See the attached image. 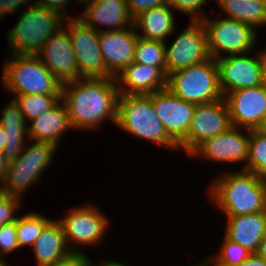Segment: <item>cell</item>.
Returning a JSON list of instances; mask_svg holds the SVG:
<instances>
[{"mask_svg":"<svg viewBox=\"0 0 266 266\" xmlns=\"http://www.w3.org/2000/svg\"><path fill=\"white\" fill-rule=\"evenodd\" d=\"M0 124L2 128H27V122L17 103L12 98L1 110Z\"/></svg>","mask_w":266,"mask_h":266,"instance_id":"836d02e7","label":"cell"},{"mask_svg":"<svg viewBox=\"0 0 266 266\" xmlns=\"http://www.w3.org/2000/svg\"><path fill=\"white\" fill-rule=\"evenodd\" d=\"M91 266H128L126 264H123V263H120V262H116L115 260H108V259H104V260H101L100 263H92Z\"/></svg>","mask_w":266,"mask_h":266,"instance_id":"b9f144b4","label":"cell"},{"mask_svg":"<svg viewBox=\"0 0 266 266\" xmlns=\"http://www.w3.org/2000/svg\"><path fill=\"white\" fill-rule=\"evenodd\" d=\"M6 257L3 258V256H0V266H10L8 263H6L5 260Z\"/></svg>","mask_w":266,"mask_h":266,"instance_id":"7dc6e473","label":"cell"},{"mask_svg":"<svg viewBox=\"0 0 266 266\" xmlns=\"http://www.w3.org/2000/svg\"><path fill=\"white\" fill-rule=\"evenodd\" d=\"M80 16H76L85 25L97 32L124 30L133 25L126 0H93L85 5ZM104 28L99 29V27ZM98 26V27H97Z\"/></svg>","mask_w":266,"mask_h":266,"instance_id":"d6986e66","label":"cell"},{"mask_svg":"<svg viewBox=\"0 0 266 266\" xmlns=\"http://www.w3.org/2000/svg\"><path fill=\"white\" fill-rule=\"evenodd\" d=\"M238 266H266V260L257 253H252L242 264Z\"/></svg>","mask_w":266,"mask_h":266,"instance_id":"ab89813d","label":"cell"},{"mask_svg":"<svg viewBox=\"0 0 266 266\" xmlns=\"http://www.w3.org/2000/svg\"><path fill=\"white\" fill-rule=\"evenodd\" d=\"M40 213L30 212L20 215L16 221L17 241L19 247L33 246L44 227L51 221Z\"/></svg>","mask_w":266,"mask_h":266,"instance_id":"484cf974","label":"cell"},{"mask_svg":"<svg viewBox=\"0 0 266 266\" xmlns=\"http://www.w3.org/2000/svg\"><path fill=\"white\" fill-rule=\"evenodd\" d=\"M166 67L132 62L117 77L120 95H150L167 88Z\"/></svg>","mask_w":266,"mask_h":266,"instance_id":"ffe728a7","label":"cell"},{"mask_svg":"<svg viewBox=\"0 0 266 266\" xmlns=\"http://www.w3.org/2000/svg\"><path fill=\"white\" fill-rule=\"evenodd\" d=\"M210 0H168V4L175 11L190 16V21H201L206 17L201 9Z\"/></svg>","mask_w":266,"mask_h":266,"instance_id":"d6a6232c","label":"cell"},{"mask_svg":"<svg viewBox=\"0 0 266 266\" xmlns=\"http://www.w3.org/2000/svg\"><path fill=\"white\" fill-rule=\"evenodd\" d=\"M204 260V261H203ZM202 260V262H199V264L201 265V266H211V264L207 261V260H205V259H203Z\"/></svg>","mask_w":266,"mask_h":266,"instance_id":"c3c4849f","label":"cell"},{"mask_svg":"<svg viewBox=\"0 0 266 266\" xmlns=\"http://www.w3.org/2000/svg\"><path fill=\"white\" fill-rule=\"evenodd\" d=\"M5 144H6L5 132L3 131L2 126L0 124V151L3 152Z\"/></svg>","mask_w":266,"mask_h":266,"instance_id":"f6af8a7d","label":"cell"},{"mask_svg":"<svg viewBox=\"0 0 266 266\" xmlns=\"http://www.w3.org/2000/svg\"><path fill=\"white\" fill-rule=\"evenodd\" d=\"M249 137L250 130L232 126L227 131L204 140L189 155L217 163H246Z\"/></svg>","mask_w":266,"mask_h":266,"instance_id":"5bb4252c","label":"cell"},{"mask_svg":"<svg viewBox=\"0 0 266 266\" xmlns=\"http://www.w3.org/2000/svg\"><path fill=\"white\" fill-rule=\"evenodd\" d=\"M167 89L175 96L195 105L211 103L224 98L219 84L216 60H208L170 73Z\"/></svg>","mask_w":266,"mask_h":266,"instance_id":"8992f818","label":"cell"},{"mask_svg":"<svg viewBox=\"0 0 266 266\" xmlns=\"http://www.w3.org/2000/svg\"><path fill=\"white\" fill-rule=\"evenodd\" d=\"M10 56L2 72L7 92L14 95H61L62 84L35 54L11 53Z\"/></svg>","mask_w":266,"mask_h":266,"instance_id":"5b68a950","label":"cell"},{"mask_svg":"<svg viewBox=\"0 0 266 266\" xmlns=\"http://www.w3.org/2000/svg\"><path fill=\"white\" fill-rule=\"evenodd\" d=\"M116 126L163 147L179 150L157 116L150 95H119Z\"/></svg>","mask_w":266,"mask_h":266,"instance_id":"277c9868","label":"cell"},{"mask_svg":"<svg viewBox=\"0 0 266 266\" xmlns=\"http://www.w3.org/2000/svg\"><path fill=\"white\" fill-rule=\"evenodd\" d=\"M13 96L26 122L52 109L61 100V95L24 94Z\"/></svg>","mask_w":266,"mask_h":266,"instance_id":"83f0119b","label":"cell"},{"mask_svg":"<svg viewBox=\"0 0 266 266\" xmlns=\"http://www.w3.org/2000/svg\"><path fill=\"white\" fill-rule=\"evenodd\" d=\"M22 201L21 198L4 193L0 189V225L17 221L19 216H16V212L21 208Z\"/></svg>","mask_w":266,"mask_h":266,"instance_id":"1f68e13d","label":"cell"},{"mask_svg":"<svg viewBox=\"0 0 266 266\" xmlns=\"http://www.w3.org/2000/svg\"><path fill=\"white\" fill-rule=\"evenodd\" d=\"M72 253H83L79 246L98 245L105 238L110 220L94 203L71 207L63 218L57 219ZM78 247V248H77Z\"/></svg>","mask_w":266,"mask_h":266,"instance_id":"9c48e42d","label":"cell"},{"mask_svg":"<svg viewBox=\"0 0 266 266\" xmlns=\"http://www.w3.org/2000/svg\"><path fill=\"white\" fill-rule=\"evenodd\" d=\"M30 146L26 143L21 155L12 163L0 185V189L9 195L23 198L26 190L33 184H37L42 172L51 166L53 156L58 148L47 142L31 140Z\"/></svg>","mask_w":266,"mask_h":266,"instance_id":"52a82bcc","label":"cell"},{"mask_svg":"<svg viewBox=\"0 0 266 266\" xmlns=\"http://www.w3.org/2000/svg\"><path fill=\"white\" fill-rule=\"evenodd\" d=\"M207 34V48L210 57L218 59L226 56L252 52L258 42V32L251 25L223 16L201 20Z\"/></svg>","mask_w":266,"mask_h":266,"instance_id":"ba28073f","label":"cell"},{"mask_svg":"<svg viewBox=\"0 0 266 266\" xmlns=\"http://www.w3.org/2000/svg\"><path fill=\"white\" fill-rule=\"evenodd\" d=\"M32 248L37 266H54L72 254L57 219L51 220L44 227Z\"/></svg>","mask_w":266,"mask_h":266,"instance_id":"603a6c76","label":"cell"},{"mask_svg":"<svg viewBox=\"0 0 266 266\" xmlns=\"http://www.w3.org/2000/svg\"><path fill=\"white\" fill-rule=\"evenodd\" d=\"M197 264V265H196ZM196 264H194V265H191V266H201L199 263H196Z\"/></svg>","mask_w":266,"mask_h":266,"instance_id":"f907efd6","label":"cell"},{"mask_svg":"<svg viewBox=\"0 0 266 266\" xmlns=\"http://www.w3.org/2000/svg\"><path fill=\"white\" fill-rule=\"evenodd\" d=\"M242 170L266 180V134L259 129L250 130L248 159Z\"/></svg>","mask_w":266,"mask_h":266,"instance_id":"4316f807","label":"cell"},{"mask_svg":"<svg viewBox=\"0 0 266 266\" xmlns=\"http://www.w3.org/2000/svg\"><path fill=\"white\" fill-rule=\"evenodd\" d=\"M28 139L47 142L59 147L64 132L71 129L67 108L60 100L52 109L28 121Z\"/></svg>","mask_w":266,"mask_h":266,"instance_id":"7402d4cb","label":"cell"},{"mask_svg":"<svg viewBox=\"0 0 266 266\" xmlns=\"http://www.w3.org/2000/svg\"><path fill=\"white\" fill-rule=\"evenodd\" d=\"M258 52L257 57H251L248 54L250 52H247L216 59L223 96L231 91L257 87L262 84L264 49Z\"/></svg>","mask_w":266,"mask_h":266,"instance_id":"8fae6325","label":"cell"},{"mask_svg":"<svg viewBox=\"0 0 266 266\" xmlns=\"http://www.w3.org/2000/svg\"><path fill=\"white\" fill-rule=\"evenodd\" d=\"M225 13L224 17L231 18L251 25L254 29L266 26V0H215ZM259 26V27H258Z\"/></svg>","mask_w":266,"mask_h":266,"instance_id":"d4e9b609","label":"cell"},{"mask_svg":"<svg viewBox=\"0 0 266 266\" xmlns=\"http://www.w3.org/2000/svg\"><path fill=\"white\" fill-rule=\"evenodd\" d=\"M70 2L71 0H35L36 4L55 10L65 18H68V16H66V7H68Z\"/></svg>","mask_w":266,"mask_h":266,"instance_id":"f35d334b","label":"cell"},{"mask_svg":"<svg viewBox=\"0 0 266 266\" xmlns=\"http://www.w3.org/2000/svg\"><path fill=\"white\" fill-rule=\"evenodd\" d=\"M5 132L6 144L3 153L6 161L10 164L14 162L25 148L26 140L28 139L27 128H2ZM27 138V139H26Z\"/></svg>","mask_w":266,"mask_h":266,"instance_id":"4dcf8cb0","label":"cell"},{"mask_svg":"<svg viewBox=\"0 0 266 266\" xmlns=\"http://www.w3.org/2000/svg\"><path fill=\"white\" fill-rule=\"evenodd\" d=\"M138 37L133 25L124 30L100 32V51L104 65L113 77H117L134 61Z\"/></svg>","mask_w":266,"mask_h":266,"instance_id":"ac0fdd59","label":"cell"},{"mask_svg":"<svg viewBox=\"0 0 266 266\" xmlns=\"http://www.w3.org/2000/svg\"><path fill=\"white\" fill-rule=\"evenodd\" d=\"M76 1H78V3H81V4L84 3V5H85V4H88V3L92 2L93 0H76Z\"/></svg>","mask_w":266,"mask_h":266,"instance_id":"681fc988","label":"cell"},{"mask_svg":"<svg viewBox=\"0 0 266 266\" xmlns=\"http://www.w3.org/2000/svg\"><path fill=\"white\" fill-rule=\"evenodd\" d=\"M35 55L61 84L79 79L71 38L64 27L52 35Z\"/></svg>","mask_w":266,"mask_h":266,"instance_id":"2e32d148","label":"cell"},{"mask_svg":"<svg viewBox=\"0 0 266 266\" xmlns=\"http://www.w3.org/2000/svg\"><path fill=\"white\" fill-rule=\"evenodd\" d=\"M174 10L167 3L160 7L142 12L133 19V26L140 38L147 40H160L172 36L176 30ZM141 30V31H140Z\"/></svg>","mask_w":266,"mask_h":266,"instance_id":"cb8c5ba5","label":"cell"},{"mask_svg":"<svg viewBox=\"0 0 266 266\" xmlns=\"http://www.w3.org/2000/svg\"><path fill=\"white\" fill-rule=\"evenodd\" d=\"M31 1L32 0H0V22L3 16L15 14L17 10L23 8L24 4H28L26 7H31L35 3L34 0L32 1L33 3Z\"/></svg>","mask_w":266,"mask_h":266,"instance_id":"8d00e7d4","label":"cell"},{"mask_svg":"<svg viewBox=\"0 0 266 266\" xmlns=\"http://www.w3.org/2000/svg\"><path fill=\"white\" fill-rule=\"evenodd\" d=\"M8 31V51L12 54H36L61 28L66 18L59 12L34 3L26 7Z\"/></svg>","mask_w":266,"mask_h":266,"instance_id":"3957f363","label":"cell"},{"mask_svg":"<svg viewBox=\"0 0 266 266\" xmlns=\"http://www.w3.org/2000/svg\"><path fill=\"white\" fill-rule=\"evenodd\" d=\"M266 90V48L264 49V64H263V73H262V84Z\"/></svg>","mask_w":266,"mask_h":266,"instance_id":"ee69618b","label":"cell"},{"mask_svg":"<svg viewBox=\"0 0 266 266\" xmlns=\"http://www.w3.org/2000/svg\"><path fill=\"white\" fill-rule=\"evenodd\" d=\"M232 126L259 129L266 118V90L262 85L231 91L224 96Z\"/></svg>","mask_w":266,"mask_h":266,"instance_id":"9a60e30c","label":"cell"},{"mask_svg":"<svg viewBox=\"0 0 266 266\" xmlns=\"http://www.w3.org/2000/svg\"><path fill=\"white\" fill-rule=\"evenodd\" d=\"M260 131H262L264 134H266V118L264 119L261 127L259 128Z\"/></svg>","mask_w":266,"mask_h":266,"instance_id":"bcb514c9","label":"cell"},{"mask_svg":"<svg viewBox=\"0 0 266 266\" xmlns=\"http://www.w3.org/2000/svg\"><path fill=\"white\" fill-rule=\"evenodd\" d=\"M226 217L224 235L250 252L256 253L266 234V211Z\"/></svg>","mask_w":266,"mask_h":266,"instance_id":"44dd1931","label":"cell"},{"mask_svg":"<svg viewBox=\"0 0 266 266\" xmlns=\"http://www.w3.org/2000/svg\"><path fill=\"white\" fill-rule=\"evenodd\" d=\"M256 253L266 260V234L262 238Z\"/></svg>","mask_w":266,"mask_h":266,"instance_id":"7bdbcfd3","label":"cell"},{"mask_svg":"<svg viewBox=\"0 0 266 266\" xmlns=\"http://www.w3.org/2000/svg\"><path fill=\"white\" fill-rule=\"evenodd\" d=\"M166 42L138 37L135 45L134 61L144 65L166 67Z\"/></svg>","mask_w":266,"mask_h":266,"instance_id":"f1b7e54d","label":"cell"},{"mask_svg":"<svg viewBox=\"0 0 266 266\" xmlns=\"http://www.w3.org/2000/svg\"><path fill=\"white\" fill-rule=\"evenodd\" d=\"M232 127L224 98L196 105L186 137L178 144L188 155L204 140L223 133Z\"/></svg>","mask_w":266,"mask_h":266,"instance_id":"7c38bea8","label":"cell"},{"mask_svg":"<svg viewBox=\"0 0 266 266\" xmlns=\"http://www.w3.org/2000/svg\"><path fill=\"white\" fill-rule=\"evenodd\" d=\"M92 259H90L84 252L72 253L67 258L59 261L54 266H91Z\"/></svg>","mask_w":266,"mask_h":266,"instance_id":"74e56055","label":"cell"},{"mask_svg":"<svg viewBox=\"0 0 266 266\" xmlns=\"http://www.w3.org/2000/svg\"><path fill=\"white\" fill-rule=\"evenodd\" d=\"M18 248L16 222L3 225L0 230V256L8 255Z\"/></svg>","mask_w":266,"mask_h":266,"instance_id":"e575fe53","label":"cell"},{"mask_svg":"<svg viewBox=\"0 0 266 266\" xmlns=\"http://www.w3.org/2000/svg\"><path fill=\"white\" fill-rule=\"evenodd\" d=\"M152 105L168 135L179 144L186 137L196 105L167 88L152 93Z\"/></svg>","mask_w":266,"mask_h":266,"instance_id":"e0dca14e","label":"cell"},{"mask_svg":"<svg viewBox=\"0 0 266 266\" xmlns=\"http://www.w3.org/2000/svg\"><path fill=\"white\" fill-rule=\"evenodd\" d=\"M207 197L227 216L266 211V180L247 170L219 174Z\"/></svg>","mask_w":266,"mask_h":266,"instance_id":"7a4b0ae2","label":"cell"},{"mask_svg":"<svg viewBox=\"0 0 266 266\" xmlns=\"http://www.w3.org/2000/svg\"><path fill=\"white\" fill-rule=\"evenodd\" d=\"M119 95L116 77L79 78L63 83L61 88L72 129L96 130L107 120L115 126Z\"/></svg>","mask_w":266,"mask_h":266,"instance_id":"6da1fadb","label":"cell"},{"mask_svg":"<svg viewBox=\"0 0 266 266\" xmlns=\"http://www.w3.org/2000/svg\"><path fill=\"white\" fill-rule=\"evenodd\" d=\"M126 2L129 13L131 14V17L134 19L142 12L167 4L168 0H126Z\"/></svg>","mask_w":266,"mask_h":266,"instance_id":"d590c367","label":"cell"},{"mask_svg":"<svg viewBox=\"0 0 266 266\" xmlns=\"http://www.w3.org/2000/svg\"><path fill=\"white\" fill-rule=\"evenodd\" d=\"M166 74L176 72L210 58L207 34L201 21H190L168 48L166 45Z\"/></svg>","mask_w":266,"mask_h":266,"instance_id":"4fadbf2b","label":"cell"},{"mask_svg":"<svg viewBox=\"0 0 266 266\" xmlns=\"http://www.w3.org/2000/svg\"><path fill=\"white\" fill-rule=\"evenodd\" d=\"M71 44L79 71V78H113L107 71L100 51L99 34L77 17L69 15L64 26Z\"/></svg>","mask_w":266,"mask_h":266,"instance_id":"30bf717a","label":"cell"},{"mask_svg":"<svg viewBox=\"0 0 266 266\" xmlns=\"http://www.w3.org/2000/svg\"><path fill=\"white\" fill-rule=\"evenodd\" d=\"M223 236L222 245L215 256L206 258L212 266H238L252 254L248 249Z\"/></svg>","mask_w":266,"mask_h":266,"instance_id":"f546056e","label":"cell"},{"mask_svg":"<svg viewBox=\"0 0 266 266\" xmlns=\"http://www.w3.org/2000/svg\"><path fill=\"white\" fill-rule=\"evenodd\" d=\"M9 163L6 161V157L2 151H0V185L5 180Z\"/></svg>","mask_w":266,"mask_h":266,"instance_id":"60d3db41","label":"cell"}]
</instances>
